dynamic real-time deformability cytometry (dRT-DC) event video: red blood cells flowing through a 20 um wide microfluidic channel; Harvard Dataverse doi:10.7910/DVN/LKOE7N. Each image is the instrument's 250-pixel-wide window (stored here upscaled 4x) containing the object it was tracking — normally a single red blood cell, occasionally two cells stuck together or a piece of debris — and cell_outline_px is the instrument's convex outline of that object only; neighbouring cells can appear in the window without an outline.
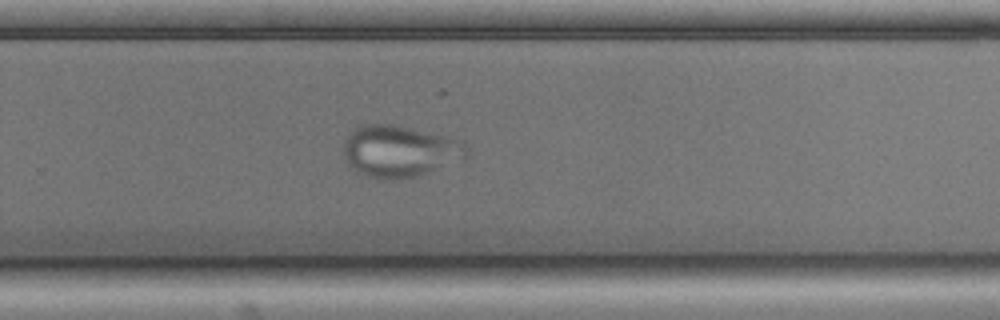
{"species": "common noctule bat (a hibernating species)", "species_latin": "Nyctalus noctula", "temperature_condition": "cold", "stored_images_in_passage": 54, "camera_frame_rate_fps": 3000, "um_per_image_px": 0.085, "animal": {"sex": "male", "body_mass_g": 17.9, "forearm_length_mm": 54.2}, "frame": {"image": 1, "passage_image": 35, "time_ms": 11.333, "image_size_px": [1000, 320], "cell_outline_px": [[468, 148], [464, 160], [420, 176], [396, 180], [384, 180], [368, 176], [356, 172], [348, 164], [344, 156], [344, 140], [348, 132], [364, 124], [392, 124], [448, 136], [464, 140]], "centroid_in_image_um": [34.0, 12.87], "position_along_channel_um": 295.8, "area_um2": 37.8}}